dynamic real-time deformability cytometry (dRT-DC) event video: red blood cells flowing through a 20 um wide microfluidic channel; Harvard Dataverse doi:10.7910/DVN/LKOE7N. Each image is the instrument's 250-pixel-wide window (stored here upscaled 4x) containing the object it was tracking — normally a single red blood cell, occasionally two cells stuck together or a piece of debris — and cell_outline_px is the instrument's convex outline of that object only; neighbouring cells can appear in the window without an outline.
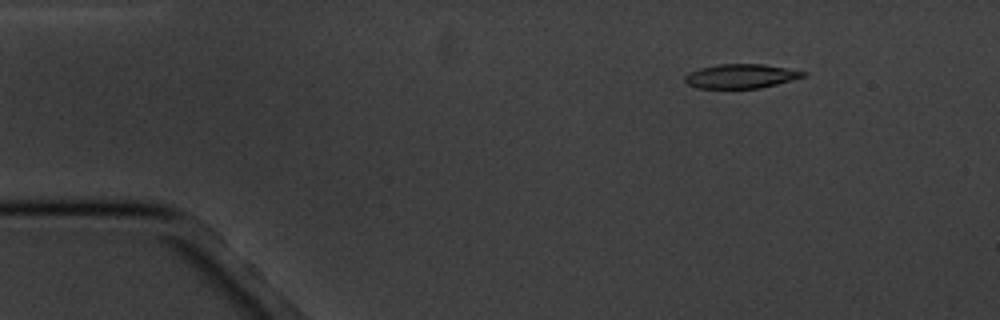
{"species": "common noctule bat (a hibernating species)", "species_latin": "Nyctalus noctula", "temperature_condition": "cold", "stored_images_in_passage": 16, "camera_frame_rate_fps": 3000, "um_per_image_px": 0.085, "animal": {"sex": "male", "body_mass_g": 20.1, "forearm_length_mm": 53.5}, "frame": {"image": 1, "passage_image": 3, "time_ms": 2.333, "image_size_px": [1000, 320], "cell_outline_px": [[808, 72], [804, 76], [792, 80], [760, 88], [696, 88], [688, 84], [684, 80], [684, 76], [688, 72], [700, 68], [720, 64], [764, 64]], "centroid_in_image_um": [62.95, 6.47], "position_along_channel_um": 22.0, "area_um2": 16.65}}
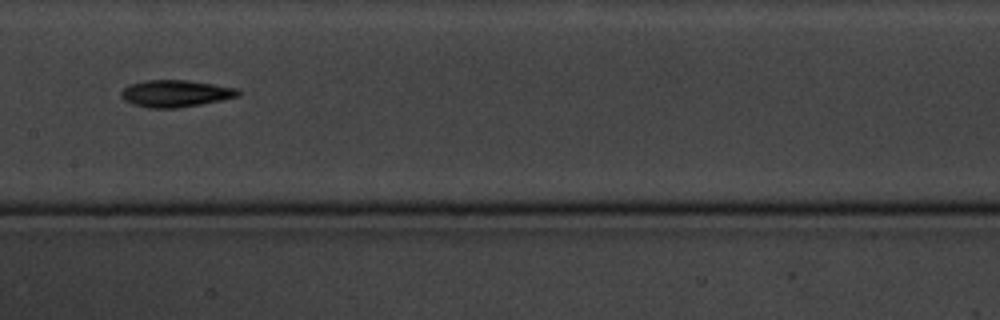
{"frame": {"image": 2, "passage_image": 9, "time_ms": 9.333, "image_size_px": [1000, 320], "cell_outline_px": [[240, 96], [224, 100], [176, 108], [148, 108], [132, 104], [124, 100], [120, 96], [120, 92], [128, 84], [144, 80], [188, 80], [236, 88], [240, 92]], "centroid_in_image_um": [14.89, 7.95], "position_along_channel_um": 192.5, "area_um2": 18.5}}
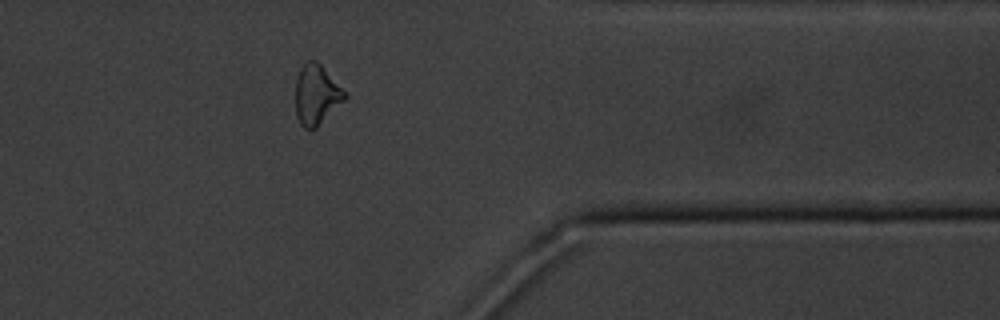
{"frame": {"image": 3, "passage_image": 14, "time_ms": 15.333, "image_size_px": [1000, 320], "cell_outline_px": [[348, 96], [316, 128], [304, 128], [300, 124], [296, 116], [296, 76], [300, 68], [308, 60], [316, 60], [348, 92]], "centroid_in_image_um": [26.91, 8.03], "position_along_channel_um": 384.5, "area_um2": 17.28}, "authors_computed_cell_mechanics": {"area_um2": 17.6868, "velocity_mm_per_s": 3.4327, "shape_relaxation_time_tau1_ms": 2.8213, "shape_relaxation_time_tau2_ms": null, "deformation_change_tau1": 0.0838, "deformation_change_tau2": null}}